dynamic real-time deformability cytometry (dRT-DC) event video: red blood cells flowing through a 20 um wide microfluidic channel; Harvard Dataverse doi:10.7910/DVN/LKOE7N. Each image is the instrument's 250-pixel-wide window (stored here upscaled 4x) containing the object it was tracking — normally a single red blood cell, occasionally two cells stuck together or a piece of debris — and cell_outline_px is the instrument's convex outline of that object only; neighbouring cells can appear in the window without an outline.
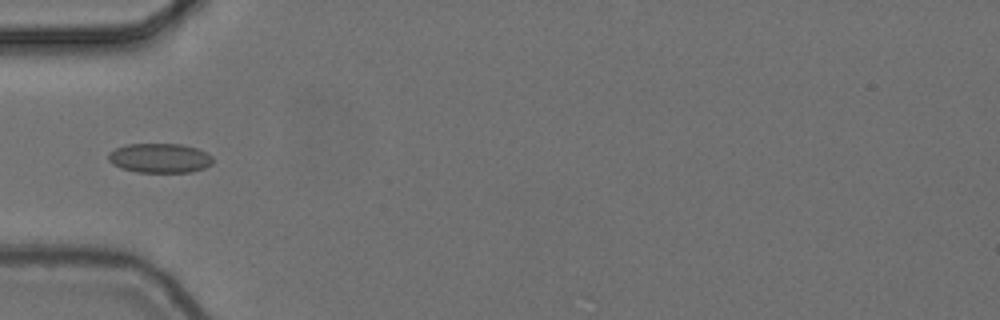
{"species": "common noctule bat (a hibernating species)", "species_latin": "Nyctalus noctula", "temperature_condition": "cold", "stored_images_in_passage": 8, "camera_frame_rate_fps": 3000, "um_per_image_px": 0.085, "animal": {"sex": "female", "body_mass_g": 24.6, "forearm_length_mm": 56.2}, "frame": {"image": 1, "passage_image": 5, "time_ms": 1.333, "image_size_px": [1000, 320], "cell_outline_px": [[212, 164], [204, 168], [192, 172], [136, 172], [120, 168], [112, 164], [108, 160], [108, 152], [116, 148], [128, 144], [180, 144], [196, 148], [208, 152], [212, 156]], "centroid_in_image_um": [13.57, 13.44], "position_along_channel_um": 71.4, "area_um2": 18.09}}
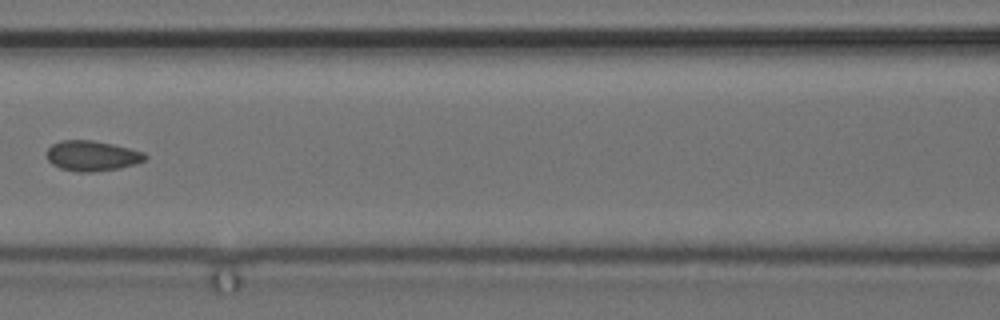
{"frame": {"image": 2, "passage_image": 7, "time_ms": 2.0, "image_size_px": [1000, 320], "cell_outline_px": [[148, 156], [144, 160], [136, 164], [120, 168], [92, 172], [76, 172], [60, 168], [52, 164], [48, 160], [48, 148], [52, 144], [60, 140], [92, 140], [112, 144], [144, 152]], "centroid_in_image_um": [7.83, 13.25], "position_along_channel_um": 158.8, "area_um2": 17.34}}
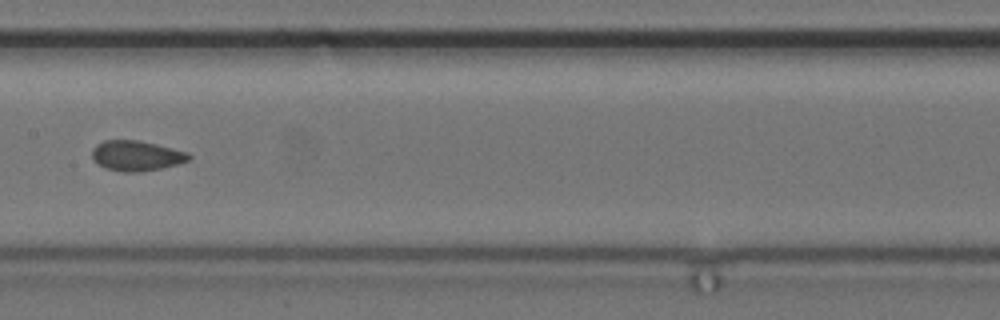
{"frame": {"image": 3, "passage_image": 8, "time_ms": 2.333, "image_size_px": [1000, 320], "cell_outline_px": [[192, 156], [188, 160], [176, 164], [160, 168], [136, 172], [124, 172], [108, 168], [100, 164], [92, 156], [92, 148], [96, 144], [104, 140], [136, 140], [156, 144], [188, 152]], "centroid_in_image_um": [11.6, 13.22], "position_along_channel_um": 195.8, "area_um2": 16.7}}